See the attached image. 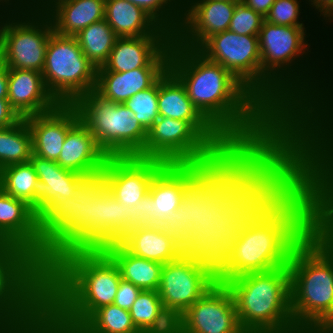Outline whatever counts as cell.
<instances>
[{
  "mask_svg": "<svg viewBox=\"0 0 333 333\" xmlns=\"http://www.w3.org/2000/svg\"><path fill=\"white\" fill-rule=\"evenodd\" d=\"M45 267L26 249L0 245V330L45 333Z\"/></svg>",
  "mask_w": 333,
  "mask_h": 333,
  "instance_id": "obj_5",
  "label": "cell"
},
{
  "mask_svg": "<svg viewBox=\"0 0 333 333\" xmlns=\"http://www.w3.org/2000/svg\"><path fill=\"white\" fill-rule=\"evenodd\" d=\"M222 1H228V2H232V3H241L242 0H222Z\"/></svg>",
  "mask_w": 333,
  "mask_h": 333,
  "instance_id": "obj_45",
  "label": "cell"
},
{
  "mask_svg": "<svg viewBox=\"0 0 333 333\" xmlns=\"http://www.w3.org/2000/svg\"><path fill=\"white\" fill-rule=\"evenodd\" d=\"M72 105L107 157H139L143 153L147 131L124 103L107 100L92 90Z\"/></svg>",
  "mask_w": 333,
  "mask_h": 333,
  "instance_id": "obj_8",
  "label": "cell"
},
{
  "mask_svg": "<svg viewBox=\"0 0 333 333\" xmlns=\"http://www.w3.org/2000/svg\"><path fill=\"white\" fill-rule=\"evenodd\" d=\"M62 36H75L94 22L104 19L105 0H34Z\"/></svg>",
  "mask_w": 333,
  "mask_h": 333,
  "instance_id": "obj_24",
  "label": "cell"
},
{
  "mask_svg": "<svg viewBox=\"0 0 333 333\" xmlns=\"http://www.w3.org/2000/svg\"><path fill=\"white\" fill-rule=\"evenodd\" d=\"M265 21L280 26L321 27L311 16L307 0H275Z\"/></svg>",
  "mask_w": 333,
  "mask_h": 333,
  "instance_id": "obj_35",
  "label": "cell"
},
{
  "mask_svg": "<svg viewBox=\"0 0 333 333\" xmlns=\"http://www.w3.org/2000/svg\"><path fill=\"white\" fill-rule=\"evenodd\" d=\"M149 14L163 29L173 36L182 22L183 0H128Z\"/></svg>",
  "mask_w": 333,
  "mask_h": 333,
  "instance_id": "obj_36",
  "label": "cell"
},
{
  "mask_svg": "<svg viewBox=\"0 0 333 333\" xmlns=\"http://www.w3.org/2000/svg\"><path fill=\"white\" fill-rule=\"evenodd\" d=\"M0 245L23 247L45 267V246L38 231V217L24 201L0 188Z\"/></svg>",
  "mask_w": 333,
  "mask_h": 333,
  "instance_id": "obj_20",
  "label": "cell"
},
{
  "mask_svg": "<svg viewBox=\"0 0 333 333\" xmlns=\"http://www.w3.org/2000/svg\"><path fill=\"white\" fill-rule=\"evenodd\" d=\"M332 210L333 145L239 174L218 191L208 216L217 282L287 266Z\"/></svg>",
  "mask_w": 333,
  "mask_h": 333,
  "instance_id": "obj_1",
  "label": "cell"
},
{
  "mask_svg": "<svg viewBox=\"0 0 333 333\" xmlns=\"http://www.w3.org/2000/svg\"><path fill=\"white\" fill-rule=\"evenodd\" d=\"M29 161L38 176L34 186V212L37 217L53 202L73 197L77 186L87 177L35 154L30 156Z\"/></svg>",
  "mask_w": 333,
  "mask_h": 333,
  "instance_id": "obj_22",
  "label": "cell"
},
{
  "mask_svg": "<svg viewBox=\"0 0 333 333\" xmlns=\"http://www.w3.org/2000/svg\"><path fill=\"white\" fill-rule=\"evenodd\" d=\"M169 68H138L127 72L97 71L95 91L115 103L152 87Z\"/></svg>",
  "mask_w": 333,
  "mask_h": 333,
  "instance_id": "obj_27",
  "label": "cell"
},
{
  "mask_svg": "<svg viewBox=\"0 0 333 333\" xmlns=\"http://www.w3.org/2000/svg\"><path fill=\"white\" fill-rule=\"evenodd\" d=\"M173 40V36L118 37L107 61L97 71L169 68Z\"/></svg>",
  "mask_w": 333,
  "mask_h": 333,
  "instance_id": "obj_18",
  "label": "cell"
},
{
  "mask_svg": "<svg viewBox=\"0 0 333 333\" xmlns=\"http://www.w3.org/2000/svg\"><path fill=\"white\" fill-rule=\"evenodd\" d=\"M107 155L98 147L87 127L78 120L69 130L56 162L84 176L101 174Z\"/></svg>",
  "mask_w": 333,
  "mask_h": 333,
  "instance_id": "obj_25",
  "label": "cell"
},
{
  "mask_svg": "<svg viewBox=\"0 0 333 333\" xmlns=\"http://www.w3.org/2000/svg\"><path fill=\"white\" fill-rule=\"evenodd\" d=\"M75 37L83 53L96 69L107 61L118 38L105 19L87 26Z\"/></svg>",
  "mask_w": 333,
  "mask_h": 333,
  "instance_id": "obj_32",
  "label": "cell"
},
{
  "mask_svg": "<svg viewBox=\"0 0 333 333\" xmlns=\"http://www.w3.org/2000/svg\"><path fill=\"white\" fill-rule=\"evenodd\" d=\"M175 333H245L227 286H212L176 319Z\"/></svg>",
  "mask_w": 333,
  "mask_h": 333,
  "instance_id": "obj_15",
  "label": "cell"
},
{
  "mask_svg": "<svg viewBox=\"0 0 333 333\" xmlns=\"http://www.w3.org/2000/svg\"><path fill=\"white\" fill-rule=\"evenodd\" d=\"M225 285L245 333H300L291 314L288 265L244 274Z\"/></svg>",
  "mask_w": 333,
  "mask_h": 333,
  "instance_id": "obj_6",
  "label": "cell"
},
{
  "mask_svg": "<svg viewBox=\"0 0 333 333\" xmlns=\"http://www.w3.org/2000/svg\"><path fill=\"white\" fill-rule=\"evenodd\" d=\"M165 164L157 159L108 157L101 174L117 201L133 207L148 194L152 179Z\"/></svg>",
  "mask_w": 333,
  "mask_h": 333,
  "instance_id": "obj_16",
  "label": "cell"
},
{
  "mask_svg": "<svg viewBox=\"0 0 333 333\" xmlns=\"http://www.w3.org/2000/svg\"><path fill=\"white\" fill-rule=\"evenodd\" d=\"M121 279L103 249L60 254L46 268L45 333H74L97 309L113 304Z\"/></svg>",
  "mask_w": 333,
  "mask_h": 333,
  "instance_id": "obj_3",
  "label": "cell"
},
{
  "mask_svg": "<svg viewBox=\"0 0 333 333\" xmlns=\"http://www.w3.org/2000/svg\"><path fill=\"white\" fill-rule=\"evenodd\" d=\"M8 101L21 118L46 113L59 103L35 70L8 68Z\"/></svg>",
  "mask_w": 333,
  "mask_h": 333,
  "instance_id": "obj_23",
  "label": "cell"
},
{
  "mask_svg": "<svg viewBox=\"0 0 333 333\" xmlns=\"http://www.w3.org/2000/svg\"><path fill=\"white\" fill-rule=\"evenodd\" d=\"M141 159L210 166L226 183L240 173L188 122L159 116L147 131Z\"/></svg>",
  "mask_w": 333,
  "mask_h": 333,
  "instance_id": "obj_9",
  "label": "cell"
},
{
  "mask_svg": "<svg viewBox=\"0 0 333 333\" xmlns=\"http://www.w3.org/2000/svg\"><path fill=\"white\" fill-rule=\"evenodd\" d=\"M33 4L34 0H0V14L22 12Z\"/></svg>",
  "mask_w": 333,
  "mask_h": 333,
  "instance_id": "obj_42",
  "label": "cell"
},
{
  "mask_svg": "<svg viewBox=\"0 0 333 333\" xmlns=\"http://www.w3.org/2000/svg\"><path fill=\"white\" fill-rule=\"evenodd\" d=\"M119 243L135 256L164 265L180 258L196 242L180 228L151 225L130 229Z\"/></svg>",
  "mask_w": 333,
  "mask_h": 333,
  "instance_id": "obj_19",
  "label": "cell"
},
{
  "mask_svg": "<svg viewBox=\"0 0 333 333\" xmlns=\"http://www.w3.org/2000/svg\"><path fill=\"white\" fill-rule=\"evenodd\" d=\"M242 2L265 18L275 0H242Z\"/></svg>",
  "mask_w": 333,
  "mask_h": 333,
  "instance_id": "obj_43",
  "label": "cell"
},
{
  "mask_svg": "<svg viewBox=\"0 0 333 333\" xmlns=\"http://www.w3.org/2000/svg\"><path fill=\"white\" fill-rule=\"evenodd\" d=\"M21 119L9 104L8 99H0V129L13 126Z\"/></svg>",
  "mask_w": 333,
  "mask_h": 333,
  "instance_id": "obj_41",
  "label": "cell"
},
{
  "mask_svg": "<svg viewBox=\"0 0 333 333\" xmlns=\"http://www.w3.org/2000/svg\"><path fill=\"white\" fill-rule=\"evenodd\" d=\"M74 333H140L129 310L110 304L97 309Z\"/></svg>",
  "mask_w": 333,
  "mask_h": 333,
  "instance_id": "obj_33",
  "label": "cell"
},
{
  "mask_svg": "<svg viewBox=\"0 0 333 333\" xmlns=\"http://www.w3.org/2000/svg\"><path fill=\"white\" fill-rule=\"evenodd\" d=\"M225 184L210 166L165 164L148 190L150 226L180 228L195 242L206 239L212 202Z\"/></svg>",
  "mask_w": 333,
  "mask_h": 333,
  "instance_id": "obj_4",
  "label": "cell"
},
{
  "mask_svg": "<svg viewBox=\"0 0 333 333\" xmlns=\"http://www.w3.org/2000/svg\"><path fill=\"white\" fill-rule=\"evenodd\" d=\"M103 250L117 264L123 280L142 290L158 291L163 264L135 256L119 242L108 244Z\"/></svg>",
  "mask_w": 333,
  "mask_h": 333,
  "instance_id": "obj_29",
  "label": "cell"
},
{
  "mask_svg": "<svg viewBox=\"0 0 333 333\" xmlns=\"http://www.w3.org/2000/svg\"><path fill=\"white\" fill-rule=\"evenodd\" d=\"M129 312L140 333H175V321L164 310L158 291L142 290Z\"/></svg>",
  "mask_w": 333,
  "mask_h": 333,
  "instance_id": "obj_30",
  "label": "cell"
},
{
  "mask_svg": "<svg viewBox=\"0 0 333 333\" xmlns=\"http://www.w3.org/2000/svg\"><path fill=\"white\" fill-rule=\"evenodd\" d=\"M0 99H8V67L0 59Z\"/></svg>",
  "mask_w": 333,
  "mask_h": 333,
  "instance_id": "obj_44",
  "label": "cell"
},
{
  "mask_svg": "<svg viewBox=\"0 0 333 333\" xmlns=\"http://www.w3.org/2000/svg\"><path fill=\"white\" fill-rule=\"evenodd\" d=\"M32 134L33 154L56 161L68 130L79 120L72 104H58L53 110L24 118Z\"/></svg>",
  "mask_w": 333,
  "mask_h": 333,
  "instance_id": "obj_21",
  "label": "cell"
},
{
  "mask_svg": "<svg viewBox=\"0 0 333 333\" xmlns=\"http://www.w3.org/2000/svg\"><path fill=\"white\" fill-rule=\"evenodd\" d=\"M265 18L246 6L243 2L236 4L228 30L239 35H259Z\"/></svg>",
  "mask_w": 333,
  "mask_h": 333,
  "instance_id": "obj_38",
  "label": "cell"
},
{
  "mask_svg": "<svg viewBox=\"0 0 333 333\" xmlns=\"http://www.w3.org/2000/svg\"><path fill=\"white\" fill-rule=\"evenodd\" d=\"M236 4L222 0H183L182 22L174 41L197 49L208 37L228 30Z\"/></svg>",
  "mask_w": 333,
  "mask_h": 333,
  "instance_id": "obj_17",
  "label": "cell"
},
{
  "mask_svg": "<svg viewBox=\"0 0 333 333\" xmlns=\"http://www.w3.org/2000/svg\"><path fill=\"white\" fill-rule=\"evenodd\" d=\"M54 31L50 17L37 5L0 15V59L8 68L43 71L49 37Z\"/></svg>",
  "mask_w": 333,
  "mask_h": 333,
  "instance_id": "obj_11",
  "label": "cell"
},
{
  "mask_svg": "<svg viewBox=\"0 0 333 333\" xmlns=\"http://www.w3.org/2000/svg\"><path fill=\"white\" fill-rule=\"evenodd\" d=\"M138 120V123L148 131L158 119V81L150 88L140 91L124 102Z\"/></svg>",
  "mask_w": 333,
  "mask_h": 333,
  "instance_id": "obj_37",
  "label": "cell"
},
{
  "mask_svg": "<svg viewBox=\"0 0 333 333\" xmlns=\"http://www.w3.org/2000/svg\"><path fill=\"white\" fill-rule=\"evenodd\" d=\"M43 80L59 104H72L96 87L97 69L87 59L75 36L53 31L46 48Z\"/></svg>",
  "mask_w": 333,
  "mask_h": 333,
  "instance_id": "obj_12",
  "label": "cell"
},
{
  "mask_svg": "<svg viewBox=\"0 0 333 333\" xmlns=\"http://www.w3.org/2000/svg\"><path fill=\"white\" fill-rule=\"evenodd\" d=\"M169 70L198 111L253 165L291 161L305 146L226 68L174 40Z\"/></svg>",
  "mask_w": 333,
  "mask_h": 333,
  "instance_id": "obj_2",
  "label": "cell"
},
{
  "mask_svg": "<svg viewBox=\"0 0 333 333\" xmlns=\"http://www.w3.org/2000/svg\"><path fill=\"white\" fill-rule=\"evenodd\" d=\"M32 154V134L25 119L0 129V170L12 164L28 162Z\"/></svg>",
  "mask_w": 333,
  "mask_h": 333,
  "instance_id": "obj_31",
  "label": "cell"
},
{
  "mask_svg": "<svg viewBox=\"0 0 333 333\" xmlns=\"http://www.w3.org/2000/svg\"><path fill=\"white\" fill-rule=\"evenodd\" d=\"M104 19L118 37L173 36L128 0H105Z\"/></svg>",
  "mask_w": 333,
  "mask_h": 333,
  "instance_id": "obj_28",
  "label": "cell"
},
{
  "mask_svg": "<svg viewBox=\"0 0 333 333\" xmlns=\"http://www.w3.org/2000/svg\"><path fill=\"white\" fill-rule=\"evenodd\" d=\"M38 176L30 161L12 164L0 170V188L10 196L24 201L34 210V186Z\"/></svg>",
  "mask_w": 333,
  "mask_h": 333,
  "instance_id": "obj_34",
  "label": "cell"
},
{
  "mask_svg": "<svg viewBox=\"0 0 333 333\" xmlns=\"http://www.w3.org/2000/svg\"><path fill=\"white\" fill-rule=\"evenodd\" d=\"M133 210L117 201L107 189L93 203V249L117 243L133 229Z\"/></svg>",
  "mask_w": 333,
  "mask_h": 333,
  "instance_id": "obj_26",
  "label": "cell"
},
{
  "mask_svg": "<svg viewBox=\"0 0 333 333\" xmlns=\"http://www.w3.org/2000/svg\"><path fill=\"white\" fill-rule=\"evenodd\" d=\"M217 283L215 256L207 239L162 266L158 294L174 321Z\"/></svg>",
  "mask_w": 333,
  "mask_h": 333,
  "instance_id": "obj_10",
  "label": "cell"
},
{
  "mask_svg": "<svg viewBox=\"0 0 333 333\" xmlns=\"http://www.w3.org/2000/svg\"><path fill=\"white\" fill-rule=\"evenodd\" d=\"M152 197L148 193L133 210V228L150 226Z\"/></svg>",
  "mask_w": 333,
  "mask_h": 333,
  "instance_id": "obj_40",
  "label": "cell"
},
{
  "mask_svg": "<svg viewBox=\"0 0 333 333\" xmlns=\"http://www.w3.org/2000/svg\"><path fill=\"white\" fill-rule=\"evenodd\" d=\"M141 291L142 289L133 283L121 279L113 303L122 309L130 310Z\"/></svg>",
  "mask_w": 333,
  "mask_h": 333,
  "instance_id": "obj_39",
  "label": "cell"
},
{
  "mask_svg": "<svg viewBox=\"0 0 333 333\" xmlns=\"http://www.w3.org/2000/svg\"><path fill=\"white\" fill-rule=\"evenodd\" d=\"M107 189L102 174L88 176L73 197L53 202L38 217L45 269L68 250L93 249V203Z\"/></svg>",
  "mask_w": 333,
  "mask_h": 333,
  "instance_id": "obj_7",
  "label": "cell"
},
{
  "mask_svg": "<svg viewBox=\"0 0 333 333\" xmlns=\"http://www.w3.org/2000/svg\"><path fill=\"white\" fill-rule=\"evenodd\" d=\"M226 68L261 102V57L258 36L225 30L208 37L197 49Z\"/></svg>",
  "mask_w": 333,
  "mask_h": 333,
  "instance_id": "obj_14",
  "label": "cell"
},
{
  "mask_svg": "<svg viewBox=\"0 0 333 333\" xmlns=\"http://www.w3.org/2000/svg\"><path fill=\"white\" fill-rule=\"evenodd\" d=\"M158 113L188 121L240 174L253 165L198 111L181 81L168 69L158 80Z\"/></svg>",
  "mask_w": 333,
  "mask_h": 333,
  "instance_id": "obj_13",
  "label": "cell"
}]
</instances>
